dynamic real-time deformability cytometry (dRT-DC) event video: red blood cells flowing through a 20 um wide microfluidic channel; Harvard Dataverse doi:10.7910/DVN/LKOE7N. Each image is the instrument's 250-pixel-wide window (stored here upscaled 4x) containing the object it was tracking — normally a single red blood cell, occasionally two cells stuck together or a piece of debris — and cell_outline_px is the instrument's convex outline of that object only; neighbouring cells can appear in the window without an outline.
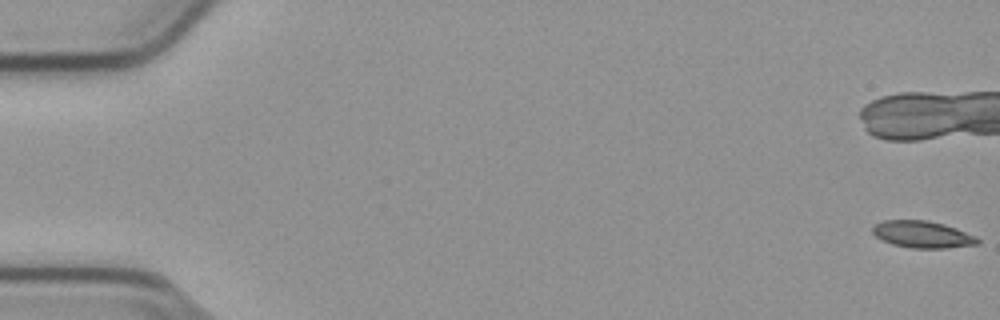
{"species": "common noctule bat (a hibernating species)", "species_latin": "Nyctalus noctula", "temperature_condition": "cold", "stored_images_in_passage": 24, "camera_frame_rate_fps": 3000, "um_per_image_px": 0.085, "animal": {"sex": "male", "body_mass_g": 23.1, "forearm_length_mm": 52.7}, "frame": {"image": 1, "passage_image": 1, "time_ms": 0.0, "image_size_px": [1000, 320], "cell_outline_px": [[980, 244], [948, 248], [912, 248], [892, 244], [876, 236], [872, 232], [872, 228], [876, 224], [884, 220], [928, 220], [944, 224], [956, 228], [976, 236], [980, 240]], "centroid_in_image_um": [78.45, 19.92], "position_along_channel_um": 6.6, "area_um2": 16.47}}